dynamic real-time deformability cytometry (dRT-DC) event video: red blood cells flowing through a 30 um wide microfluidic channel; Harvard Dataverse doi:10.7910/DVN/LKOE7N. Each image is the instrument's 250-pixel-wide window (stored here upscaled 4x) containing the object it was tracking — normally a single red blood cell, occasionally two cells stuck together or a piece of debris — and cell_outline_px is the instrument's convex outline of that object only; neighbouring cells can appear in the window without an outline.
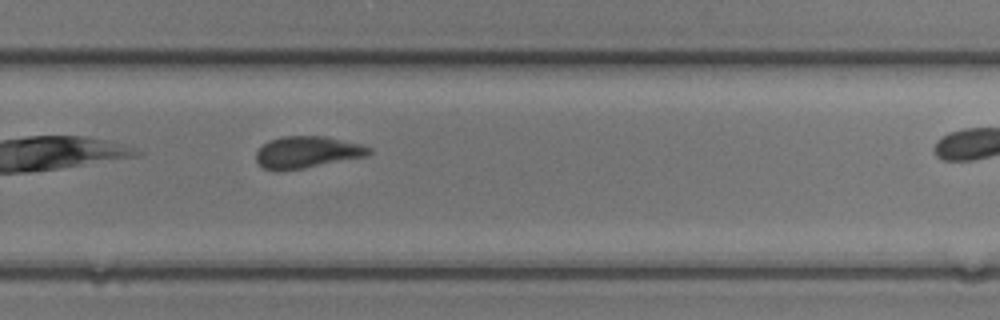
{"species": "common noctule bat (a hibernating species)", "species_latin": "Nyctalus noctula", "temperature_condition": "room temperature", "stored_images_in_passage": 23, "camera_frame_rate_fps": 3000, "um_per_image_px": 0.085, "animal": {"sex": "female", "body_mass_g": 17.0, "forearm_length_mm": 48.0}, "frame": {"image": 1, "passage_image": 17, "time_ms": 5.333, "image_size_px": [1000, 320], "cell_outline_px": [[372, 152], [368, 156], [304, 168], [276, 172], [264, 168], [256, 160], [256, 152], [264, 144], [272, 140], [284, 136], [324, 136], [360, 144], [372, 148]], "centroid_in_image_um": [26.12, 12.95], "position_along_channel_um": 303.7, "area_um2": 20.87}}
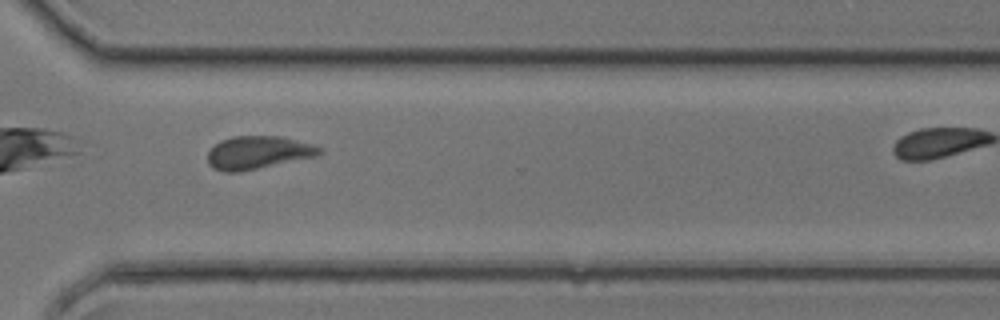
{"frame": {"image": 2, "passage_image": 20, "time_ms": 6.333, "image_size_px": [1000, 320], "cell_outline_px": [[324, 152], [320, 156], [240, 172], [224, 172], [212, 168], [208, 164], [208, 152], [220, 140], [232, 136], [280, 136], [312, 144], [324, 148]], "centroid_in_image_um": [21.98, 12.97], "position_along_channel_um": 348.6, "area_um2": 21.85}}